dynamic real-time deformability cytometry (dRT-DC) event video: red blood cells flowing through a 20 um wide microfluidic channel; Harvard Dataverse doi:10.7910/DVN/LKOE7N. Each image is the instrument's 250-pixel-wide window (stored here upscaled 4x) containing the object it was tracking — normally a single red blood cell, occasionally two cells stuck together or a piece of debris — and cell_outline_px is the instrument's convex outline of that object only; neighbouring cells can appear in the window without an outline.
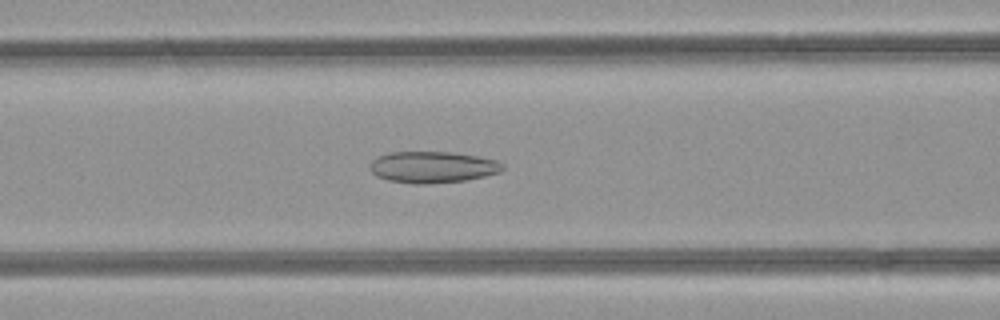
{"species": "common noctule bat (a hibernating species)", "species_latin": "Nyctalus noctula", "temperature_condition": "room temperature", "stored_images_in_passage": 49, "camera_frame_rate_fps": 3000, "um_per_image_px": 0.085, "animal": {"sex": "female", "body_mass_g": 21.9}, "frame": {"image": 1, "passage_image": 19, "time_ms": 6.0, "image_size_px": [1000, 320], "cell_outline_px": [[504, 168], [500, 172], [484, 176], [464, 180], [424, 184], [412, 184], [388, 180], [376, 176], [368, 168], [368, 164], [376, 156], [388, 152], [452, 152], [476, 156], [496, 160], [504, 164]], "centroid_in_image_um": [36.71, 14.2], "position_along_channel_um": 129.9, "area_um2": 24.45}}
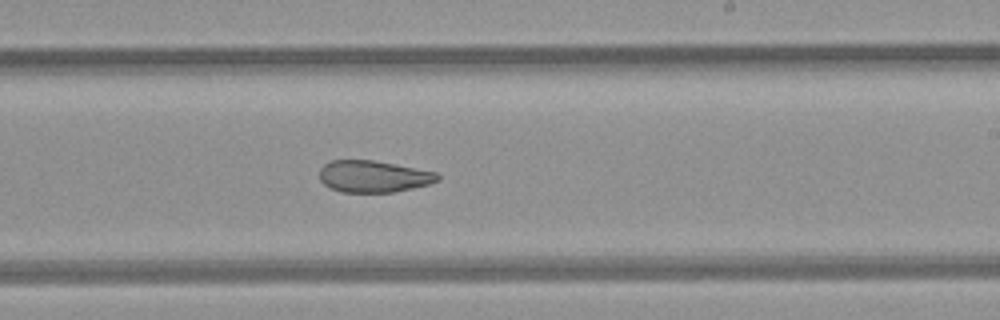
{"frame": {"image": 2, "passage_image": 28, "time_ms": 9.0, "image_size_px": [1000, 320], "cell_outline_px": [[440, 180], [428, 184], [412, 188], [392, 192], [340, 192], [324, 184], [320, 180], [320, 168], [324, 164], [332, 160], [372, 160], [436, 172], [440, 176]], "centroid_in_image_um": [31.73, 14.99], "position_along_channel_um": 257.3, "area_um2": 21.68}}
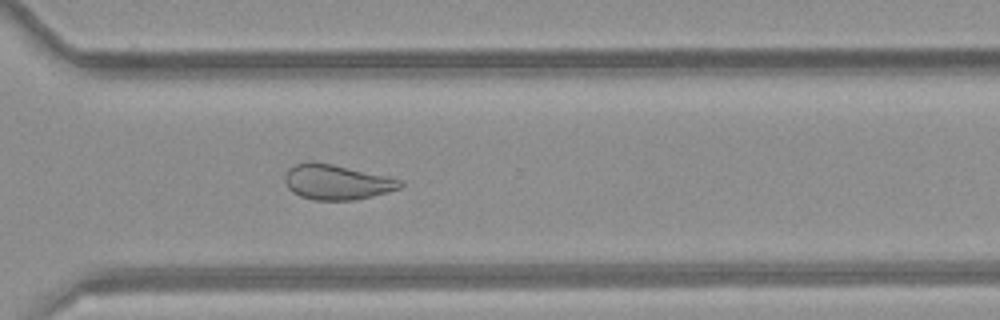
{"frame": {"image": 3, "passage_image": 34, "time_ms": 11.0, "image_size_px": [1000, 320], "cell_outline_px": [[404, 184], [400, 188], [388, 192], [372, 196], [352, 200], [316, 200], [300, 196], [292, 192], [288, 188], [284, 180], [284, 172], [288, 168], [296, 164], [308, 160], [312, 160], [332, 164], [388, 176], [404, 180]], "centroid_in_image_um": [28.6, 15.46], "position_along_channel_um": 342.0, "area_um2": 23.87}}